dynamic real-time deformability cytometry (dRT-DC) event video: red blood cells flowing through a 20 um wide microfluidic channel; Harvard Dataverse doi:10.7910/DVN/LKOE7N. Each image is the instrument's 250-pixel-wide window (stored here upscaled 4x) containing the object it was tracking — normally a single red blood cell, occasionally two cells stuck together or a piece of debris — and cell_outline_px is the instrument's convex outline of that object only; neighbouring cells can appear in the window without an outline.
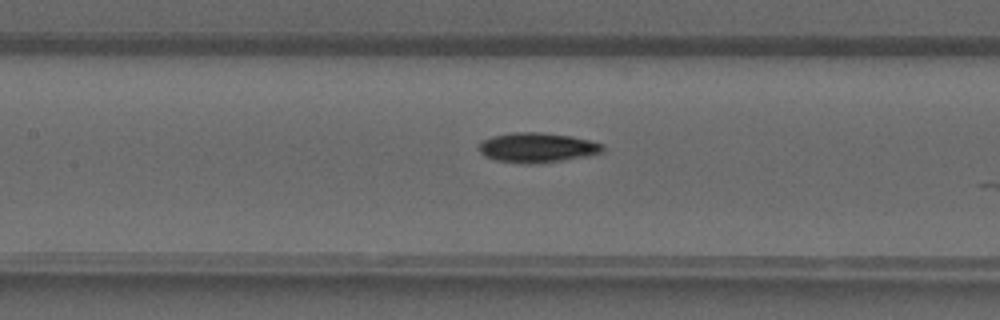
{"species": "common noctule bat (a hibernating species)", "species_latin": "Nyctalus noctula", "temperature_condition": "warm", "stored_images_in_passage": 20, "camera_frame_rate_fps": 3000, "um_per_image_px": 0.085, "animal": {"sex": "male", "forearm_length_mm": 52.5}, "frame": {"image": 1, "passage_image": 19, "time_ms": 6.0, "image_size_px": [1000, 320], "cell_outline_px": [[604, 152], [588, 156], [560, 160], [496, 160], [484, 156], [480, 152], [480, 144], [484, 140], [492, 136], [512, 132], [540, 132], [572, 136], [604, 144]], "centroid_in_image_um": [45.72, 12.48], "position_along_channel_um": 161.7, "area_um2": 20.4}}